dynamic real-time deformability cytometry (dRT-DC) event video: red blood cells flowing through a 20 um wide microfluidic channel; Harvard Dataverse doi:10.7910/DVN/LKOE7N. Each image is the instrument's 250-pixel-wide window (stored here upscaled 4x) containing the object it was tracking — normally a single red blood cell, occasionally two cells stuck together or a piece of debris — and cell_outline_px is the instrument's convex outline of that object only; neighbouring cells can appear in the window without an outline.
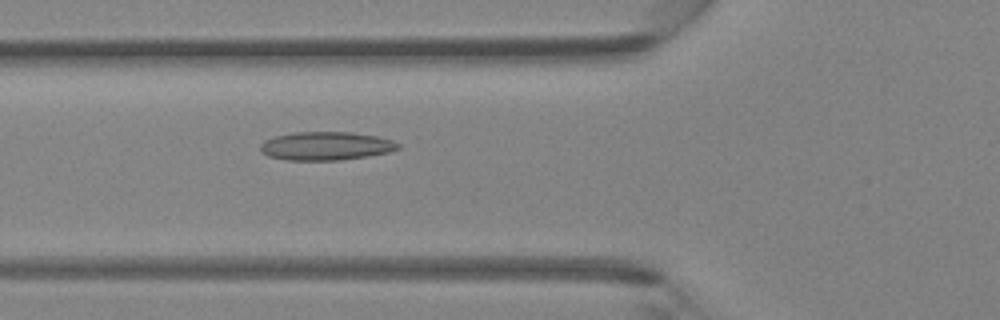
{"species": "Egyptian fruit bat (a non-hibernating species)", "species_latin": "Rousettus aegyptiacus", "temperature_condition": "room temperature", "stored_images_in_passage": 46, "camera_frame_rate_fps": 3000, "um_per_image_px": 0.085, "animal": {"sex": "female"}, "frame": {"image": 1, "passage_image": 17, "time_ms": 5.333, "image_size_px": [1000, 320], "cell_outline_px": [[400, 148], [388, 152], [368, 156], [340, 160], [284, 160], [268, 156], [260, 152], [260, 144], [264, 140], [276, 136], [296, 132], [352, 132], [376, 136], [392, 140], [400, 144]], "centroid_in_image_um": [27.68, 12.41], "position_along_channel_um": 98.1, "area_um2": 22.89}}
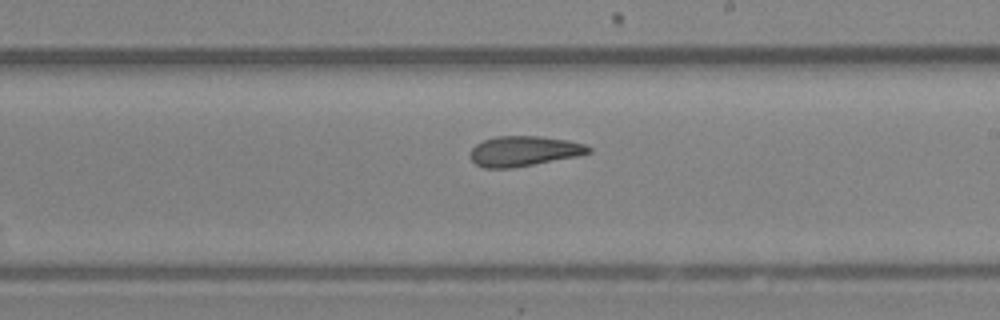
{"frame": {"image": 2, "passage_image": 27, "time_ms": 8.667, "image_size_px": [1000, 320], "cell_outline_px": [[592, 152], [580, 156], [512, 168], [484, 168], [476, 164], [468, 156], [472, 148], [476, 144], [484, 140], [496, 136], [540, 136], [568, 140], [584, 144], [592, 148]], "centroid_in_image_um": [44.54, 12.85], "position_along_channel_um": 244.5, "area_um2": 20.98}}
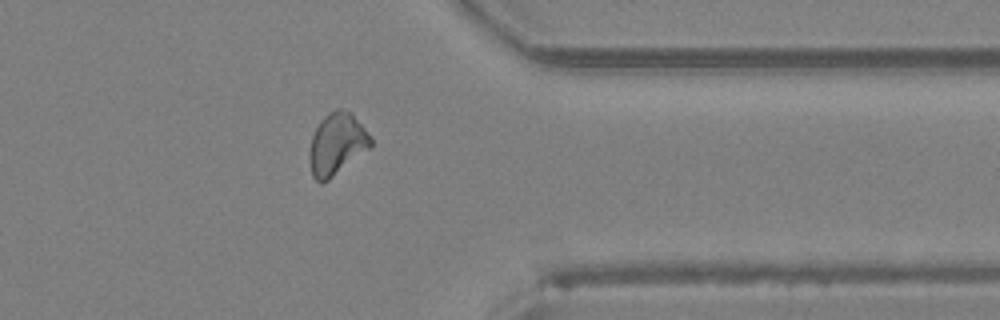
{"frame": {"image": 3, "passage_image": 37, "time_ms": 12.0, "image_size_px": [1000, 320], "cell_outline_px": [[372, 148], [328, 180], [320, 184], [312, 176], [308, 160], [308, 156], [312, 136], [320, 120], [324, 116], [336, 108], [340, 108], [352, 112], [372, 136]], "centroid_in_image_um": [28.65, 12.24], "position_along_channel_um": 382.7, "area_um2": 22.6}}